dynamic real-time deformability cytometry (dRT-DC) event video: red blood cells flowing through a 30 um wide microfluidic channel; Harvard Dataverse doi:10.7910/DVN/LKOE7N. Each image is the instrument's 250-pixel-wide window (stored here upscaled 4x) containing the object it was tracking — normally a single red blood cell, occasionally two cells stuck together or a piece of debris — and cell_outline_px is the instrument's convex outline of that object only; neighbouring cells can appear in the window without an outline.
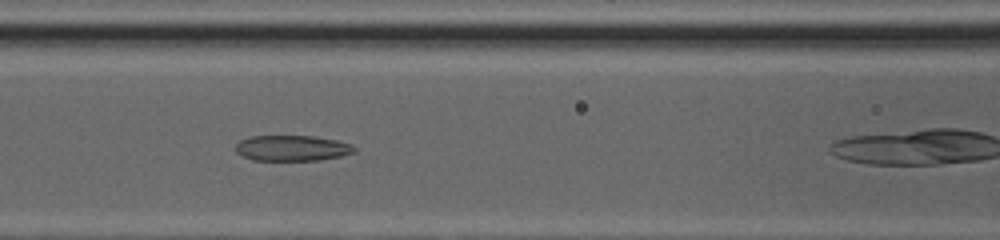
{"species": "common noctule bat (a hibernating species)", "species_latin": "Nyctalus noctula", "temperature_condition": "cold", "stored_images_in_passage": 24, "camera_frame_rate_fps": 3000, "um_per_image_px": 0.085, "animal": {"sex": "female", "body_mass_g": 20.0, "forearm_length_mm": 54.0}, "frame": {"image": 1, "passage_image": 6, "time_ms": 1.667, "image_size_px": [1000, 240], "cell_outline_px": [[356, 152], [340, 156], [320, 160], [252, 160], [236, 152], [236, 144], [240, 140], [252, 136], [312, 136], [336, 140], [352, 144], [356, 148]], "centroid_in_image_um": [24.85, 12.59], "position_along_channel_um": 141.8, "area_um2": 17.69}}
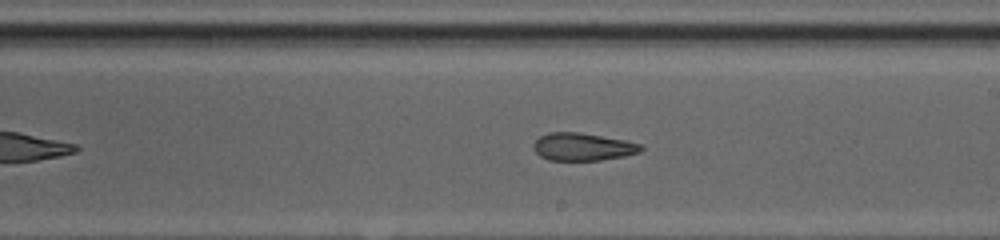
{"frame": {"image": 2, "passage_image": 13, "time_ms": 4.0, "image_size_px": [1000, 240], "cell_outline_px": [[644, 148], [640, 152], [624, 156], [600, 160], [548, 160], [540, 156], [532, 148], [532, 144], [540, 136], [548, 132], [580, 132], [624, 140], [640, 144]], "centroid_in_image_um": [49.5, 12.47], "position_along_channel_um": 239.5, "area_um2": 17.34}}
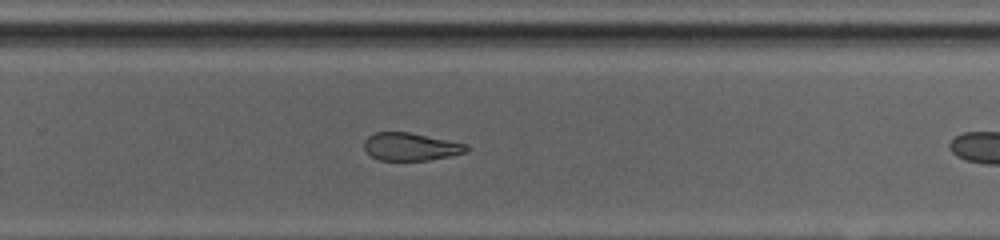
{"frame": {"image": 3, "passage_image": 17, "time_ms": 5.333, "image_size_px": [1000, 240], "cell_outline_px": [[472, 148], [468, 152], [452, 156], [428, 160], [380, 160], [372, 156], [364, 148], [364, 140], [368, 136], [376, 132], [408, 132], [468, 144]], "centroid_in_image_um": [34.97, 12.47], "position_along_channel_um": 294.8, "area_um2": 16.65}}